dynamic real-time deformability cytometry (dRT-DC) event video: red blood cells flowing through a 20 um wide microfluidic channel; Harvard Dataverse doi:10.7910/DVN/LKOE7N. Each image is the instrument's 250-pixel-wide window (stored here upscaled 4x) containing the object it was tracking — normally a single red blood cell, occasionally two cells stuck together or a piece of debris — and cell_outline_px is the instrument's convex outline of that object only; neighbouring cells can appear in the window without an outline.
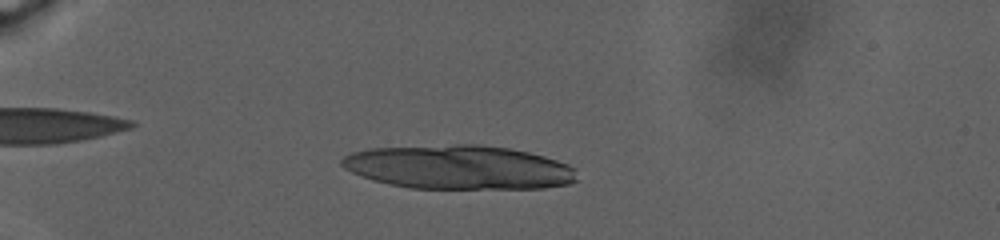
{"species": "human", "species_latin": "Homo sapiens", "temperature_condition": "warm", "stored_images_in_passage": 76, "segment_of_instrument_passage": [1, 2], "camera_frame_rate_fps": 3000, "um_per_image_px": 0.085, "donor": {"sex": "male"}, "frame": {"image": 1, "passage_image": 18, "time_ms": 7.667, "image_size_px": [1000, 240], "cell_outline_px": [[576, 180], [568, 184], [544, 188], [412, 188], [388, 184], [372, 180], [352, 172], [344, 168], [340, 164], [340, 160], [344, 156], [352, 152], [368, 148], [456, 144], [480, 144], [508, 148], [528, 152], [544, 156], [568, 164], [576, 168]], "centroid_in_image_um": [38.98, 14.21], "position_along_channel_um": 46.0, "area_um2": 60.46}}